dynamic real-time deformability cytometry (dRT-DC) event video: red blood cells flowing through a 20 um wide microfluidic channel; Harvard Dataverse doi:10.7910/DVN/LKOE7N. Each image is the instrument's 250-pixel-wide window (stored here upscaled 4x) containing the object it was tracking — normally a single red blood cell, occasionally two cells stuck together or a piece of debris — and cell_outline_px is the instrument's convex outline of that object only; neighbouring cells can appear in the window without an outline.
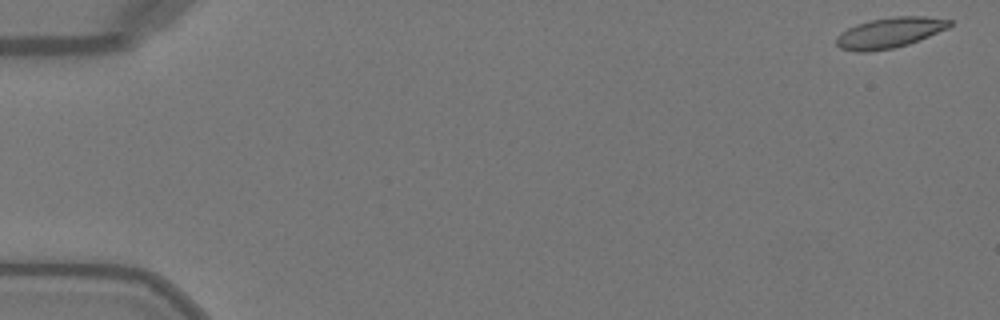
{"species": "Egyptian fruit bat (a non-hibernating species)", "species_latin": "Rousettus aegyptiacus", "temperature_condition": "warm", "stored_images_in_passage": 50, "camera_frame_rate_fps": 3000, "um_per_image_px": 0.085, "animal": {"sex": "female"}, "frame": {"image": 1, "passage_image": 1, "time_ms": 0.0, "image_size_px": [1000, 320], "cell_outline_px": [[952, 24], [948, 28], [908, 44], [892, 48], [864, 52], [856, 52], [840, 48], [836, 44], [836, 36], [840, 32], [856, 24], [872, 20], [892, 16], [924, 16], [952, 20]], "centroid_in_image_um": [75.59, 2.77], "position_along_channel_um": 9.4, "area_um2": 20.0}}
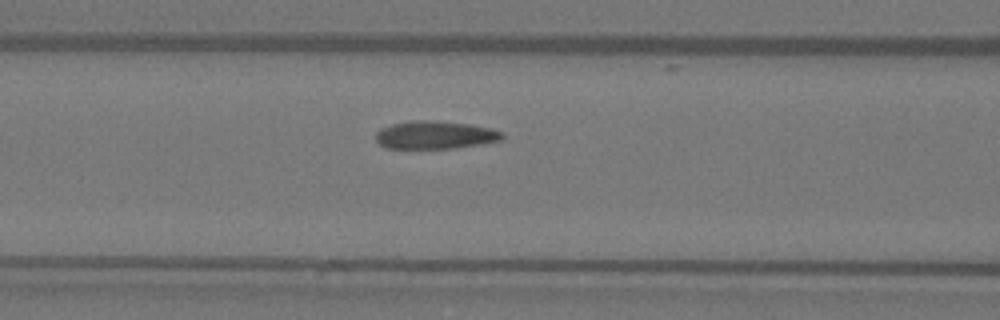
{"frame": {"image": 2, "passage_image": 21, "time_ms": 6.667, "image_size_px": [1000, 320], "cell_outline_px": [[504, 136], [500, 140], [480, 144], [456, 148], [388, 148], [380, 144], [376, 140], [376, 132], [380, 128], [392, 124], [412, 120], [432, 120], [468, 124], [492, 128], [504, 132]], "centroid_in_image_um": [36.99, 11.46], "position_along_channel_um": 129.6, "area_um2": 20.58}}
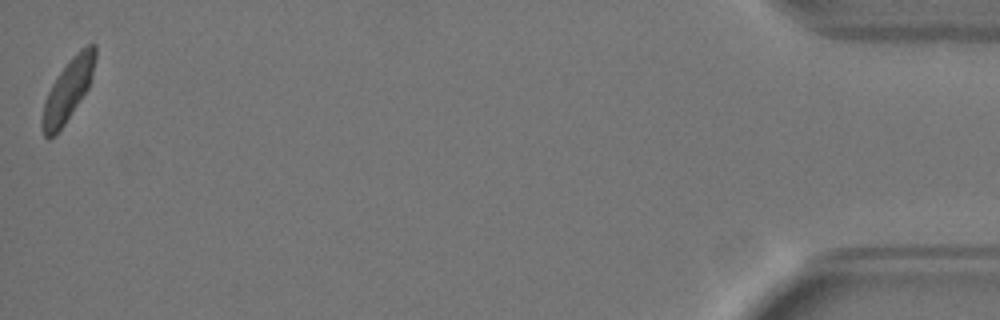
{"frame": {"image": 3, "passage_image": 50, "time_ms": 16.333, "image_size_px": [1000, 320], "cell_outline_px": [[96, 60], [92, 76], [88, 88], [64, 124], [48, 140], [44, 136], [40, 124], [40, 120], [44, 100], [52, 84], [60, 72], [72, 56], [80, 48], [88, 44], [96, 44]], "centroid_in_image_um": [5.76, 7.65], "position_along_channel_um": 429.4, "area_um2": 18.96}, "authors_computed_cell_mechanics": {"area_um2": 20.2589, "velocity_mm_per_s": 4.0402, "shape_relaxation_time_tau1_ms": 4.4043, "shape_relaxation_time_tau2_ms": 1.1133, "deformation_change_tau1": 0.155, "deformation_change_tau2": 0.0735}}